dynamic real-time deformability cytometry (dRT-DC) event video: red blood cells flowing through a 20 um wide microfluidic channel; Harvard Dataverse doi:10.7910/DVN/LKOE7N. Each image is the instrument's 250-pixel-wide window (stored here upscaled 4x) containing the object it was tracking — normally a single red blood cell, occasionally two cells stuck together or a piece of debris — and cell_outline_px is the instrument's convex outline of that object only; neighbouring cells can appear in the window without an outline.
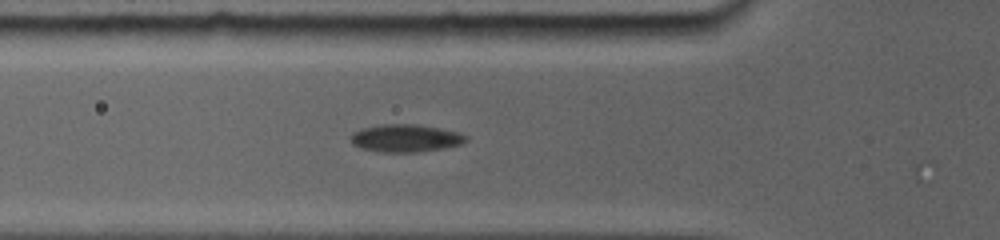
{"species": "common noctule bat (a hibernating species)", "species_latin": "Nyctalus noctula", "temperature_condition": "room temperature", "stored_images_in_passage": 46, "camera_frame_rate_fps": 5000, "um_per_image_px": 0.085, "animal": {"sex": "female", "body_mass_g": 19.0, "forearm_length_mm": 56.7}, "frame": {"image": 1, "passage_image": 7, "time_ms": 1.6, "image_size_px": [1000, 240], "cell_outline_px": [[464, 140], [460, 144], [440, 148], [416, 152], [388, 152], [364, 148], [352, 144], [352, 136], [356, 132], [364, 128], [388, 124], [408, 124], [436, 128], [456, 132], [464, 136]], "centroid_in_image_um": [34.44, 11.75], "position_along_channel_um": 91.4, "area_um2": 17.46}}
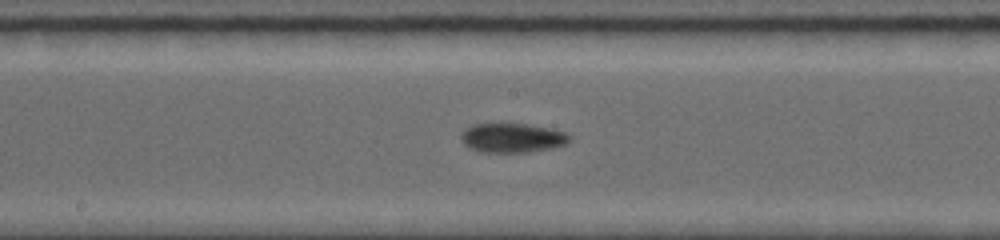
{"frame": {"image": 2, "passage_image": 20, "time_ms": 4.6, "image_size_px": [1000, 240], "cell_outline_px": [[568, 140], [564, 144], [552, 148], [524, 152], [484, 152], [472, 148], [464, 144], [460, 136], [472, 124], [524, 124], [564, 132], [568, 136]], "centroid_in_image_um": [43.5, 11.72], "position_along_channel_um": 204.7, "area_um2": 17.8}}
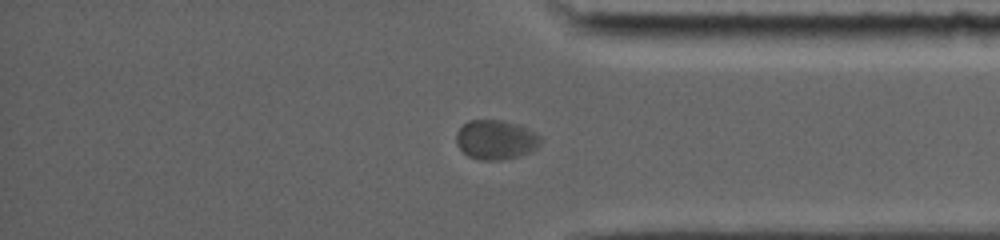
{"frame": {"image": 3, "passage_image": 40, "time_ms": 9.6, "image_size_px": [1000, 240], "cell_outline_px": [[540, 144], [536, 148], [528, 152], [504, 160], [480, 160], [468, 156], [456, 144], [456, 132], [468, 120], [500, 120], [520, 124], [536, 132], [540, 136]], "centroid_in_image_um": [42.14, 11.86], "position_along_channel_um": 393.1, "area_um2": 19.42}}